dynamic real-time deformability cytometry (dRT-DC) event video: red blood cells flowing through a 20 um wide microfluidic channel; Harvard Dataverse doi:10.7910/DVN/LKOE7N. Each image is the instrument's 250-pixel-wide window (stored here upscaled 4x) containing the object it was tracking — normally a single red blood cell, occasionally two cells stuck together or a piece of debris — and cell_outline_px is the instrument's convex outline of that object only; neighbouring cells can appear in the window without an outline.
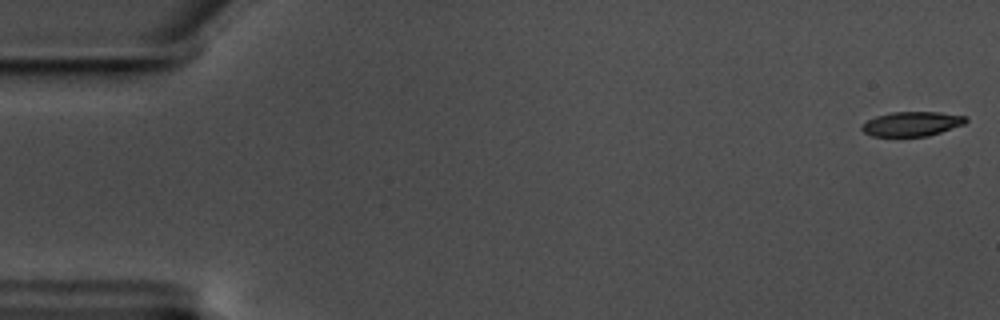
{"species": "common noctule bat (a hibernating species)", "species_latin": "Nyctalus noctula", "temperature_condition": "warm", "stored_images_in_passage": 59, "camera_frame_rate_fps": 3000, "um_per_image_px": 0.085, "animal": {"sex": "male", "body_mass_g": 17.5, "forearm_length_mm": 52.3}, "frame": {"image": 1, "passage_image": 1, "time_ms": 0.0, "image_size_px": [1000, 320], "cell_outline_px": [[968, 120], [964, 124], [928, 136], [872, 136], [864, 132], [860, 128], [868, 120], [876, 116], [892, 112], [940, 112], [968, 116]], "centroid_in_image_um": [77.54, 10.52], "position_along_channel_um": 7.5, "area_um2": 14.8}}
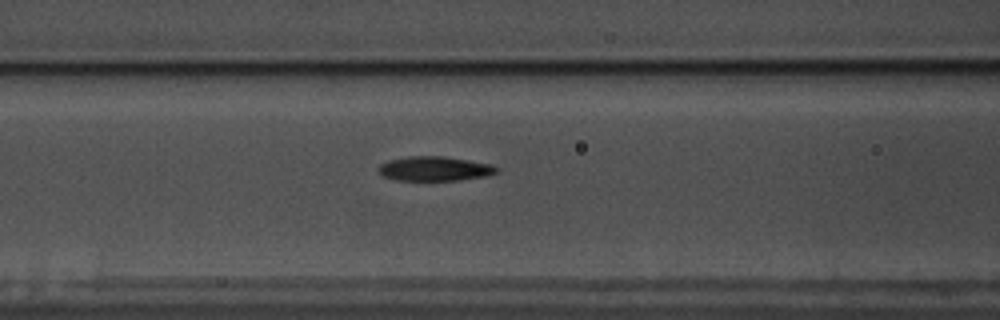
{"frame": {"image": 2, "passage_image": 24, "time_ms": 7.667, "image_size_px": [1000, 320], "cell_outline_px": [[500, 172], [488, 176], [460, 180], [396, 180], [384, 176], [376, 168], [380, 164], [388, 160], [408, 156], [444, 156], [492, 164], [500, 168]], "centroid_in_image_um": [36.99, 14.33], "position_along_channel_um": 129.6, "area_um2": 17.05}}
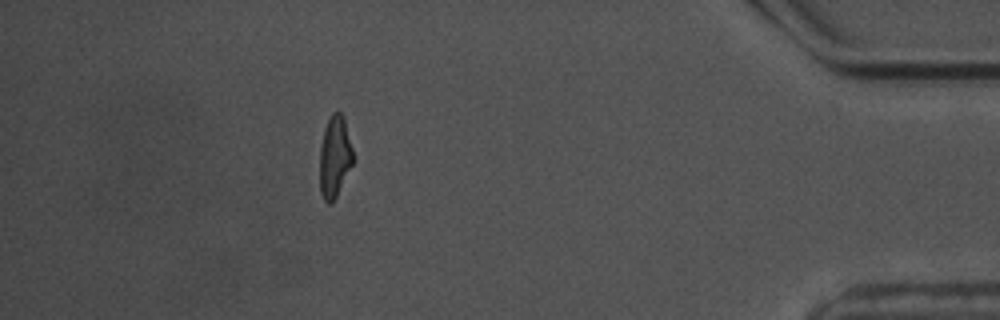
{"frame": {"image": 3, "passage_image": 52, "time_ms": 17.0, "image_size_px": [1000, 320], "cell_outline_px": [[352, 164], [332, 204], [328, 204], [324, 200], [320, 192], [320, 144], [324, 128], [332, 112], [336, 108], [344, 116], [352, 148]], "centroid_in_image_um": [28.43, 13.28], "position_along_channel_um": 406.8, "area_um2": 15.84}, "authors_computed_cell_mechanics": {"area_um2": 16.5886, "velocity_mm_per_s": 3.5258, "shape_relaxation_time_tau1_ms": 3.1474, "shape_relaxation_time_tau2_ms": 2.3802, "deformation_change_tau1": 0.1776, "deformation_change_tau2": 0.1134}}